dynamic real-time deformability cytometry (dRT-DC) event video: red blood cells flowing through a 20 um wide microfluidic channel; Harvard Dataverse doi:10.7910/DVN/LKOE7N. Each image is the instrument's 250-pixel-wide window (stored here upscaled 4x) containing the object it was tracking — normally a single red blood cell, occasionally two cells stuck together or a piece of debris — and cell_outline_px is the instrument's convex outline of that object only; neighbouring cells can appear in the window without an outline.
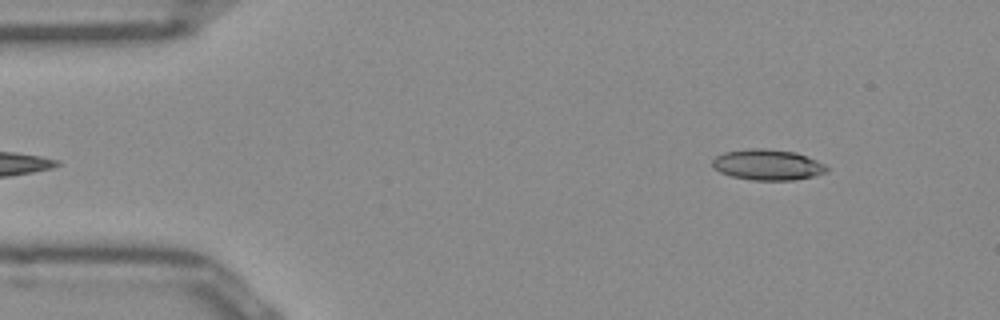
{"species": "Egyptian fruit bat (a non-hibernating species)", "species_latin": "Rousettus aegyptiacus", "temperature_condition": "room temperature", "stored_images_in_passage": 47, "camera_frame_rate_fps": 3000, "um_per_image_px": 0.085, "frame": {"image": 1, "passage_image": 2, "time_ms": 0.333, "image_size_px": [1000, 320], "cell_outline_px": [[828, 168], [824, 172], [812, 176], [792, 180], [752, 180], [732, 176], [720, 172], [712, 164], [712, 160], [716, 156], [724, 152], [748, 148], [764, 148], [796, 152], [808, 156], [824, 164]], "centroid_in_image_um": [65.23, 13.99], "position_along_channel_um": 19.8, "area_um2": 20.35}}
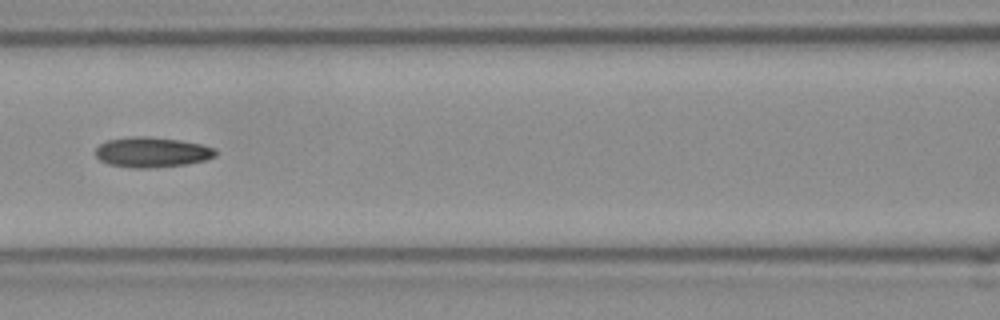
{"frame": {"image": 2, "passage_image": 18, "time_ms": 5.667, "image_size_px": [1000, 320], "cell_outline_px": [[216, 156], [204, 160], [188, 164], [148, 168], [132, 168], [108, 164], [100, 160], [96, 156], [96, 148], [100, 144], [108, 140], [132, 136], [148, 136], [180, 140], [200, 144], [216, 148]], "centroid_in_image_um": [12.91, 12.93], "position_along_channel_um": 153.7, "area_um2": 21.15}}
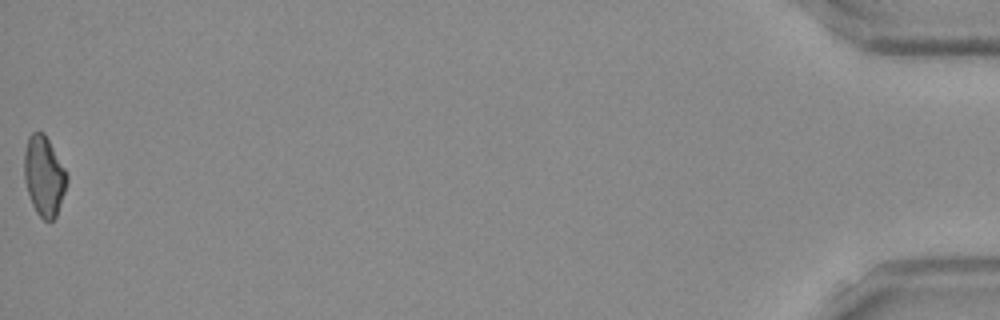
{"frame": {"image": 3, "passage_image": 47, "time_ms": 15.333, "image_size_px": [1000, 320], "cell_outline_px": [[68, 180], [56, 216], [52, 220], [44, 220], [36, 212], [32, 204], [24, 180], [24, 152], [28, 136], [32, 132], [44, 132], [64, 168], [68, 176]], "centroid_in_image_um": [3.73, 14.94], "position_along_channel_um": 431.5, "area_um2": 19.65}, "authors_computed_cell_mechanics": {"area_um2": 20.3456, "velocity_mm_per_s": 3.9599, "shape_relaxation_time_tau1_ms": null, "shape_relaxation_time_tau2_ms": 3.8536, "deformation_change_tau1": null, "deformation_change_tau2": 0.1191}}